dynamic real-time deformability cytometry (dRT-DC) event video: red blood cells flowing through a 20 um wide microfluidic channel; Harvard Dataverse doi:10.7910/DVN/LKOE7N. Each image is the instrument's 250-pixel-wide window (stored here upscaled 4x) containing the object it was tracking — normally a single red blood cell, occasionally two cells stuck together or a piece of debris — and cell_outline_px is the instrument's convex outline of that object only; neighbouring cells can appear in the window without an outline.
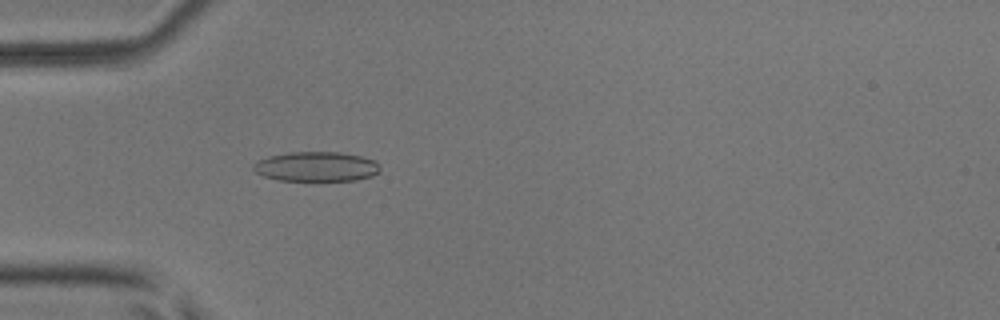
{"species": "common noctule bat (a hibernating species)", "species_latin": "Nyctalus noctula", "temperature_condition": "room temperature", "stored_images_in_passage": 32, "camera_frame_rate_fps": 3000, "um_per_image_px": 0.085, "animal": {"sex": "male", "body_mass_g": 17.9, "forearm_length_mm": 54.2}, "frame": {"image": 1, "passage_image": 5, "time_ms": 1.333, "image_size_px": [1000, 320], "cell_outline_px": [[380, 172], [372, 176], [356, 180], [280, 180], [264, 176], [256, 172], [252, 168], [252, 164], [268, 156], [288, 152], [340, 152], [360, 156], [376, 160], [380, 168]], "centroid_in_image_um": [26.9, 14.15], "position_along_channel_um": 58.1, "area_um2": 21.91}}
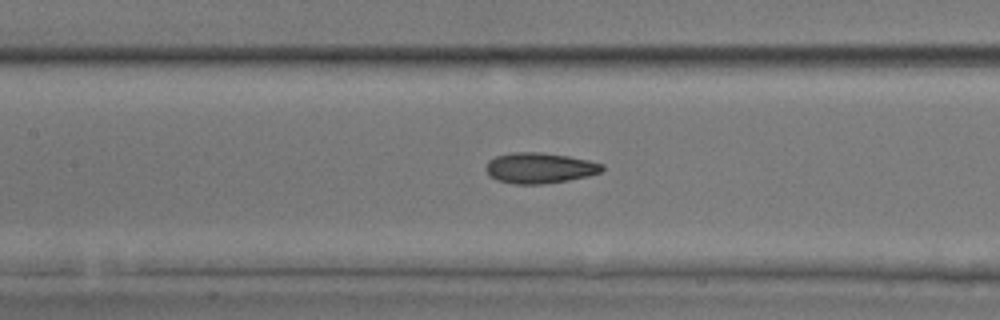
{"frame": {"image": 2, "passage_image": 13, "time_ms": 4.0, "image_size_px": [1000, 320], "cell_outline_px": [[604, 168], [600, 172], [588, 176], [568, 180], [544, 184], [516, 184], [496, 180], [484, 168], [488, 160], [496, 156], [512, 152], [540, 152], [568, 156], [588, 160], [604, 164]], "centroid_in_image_um": [45.86, 14.27], "position_along_channel_um": 161.5, "area_um2": 20.75}}
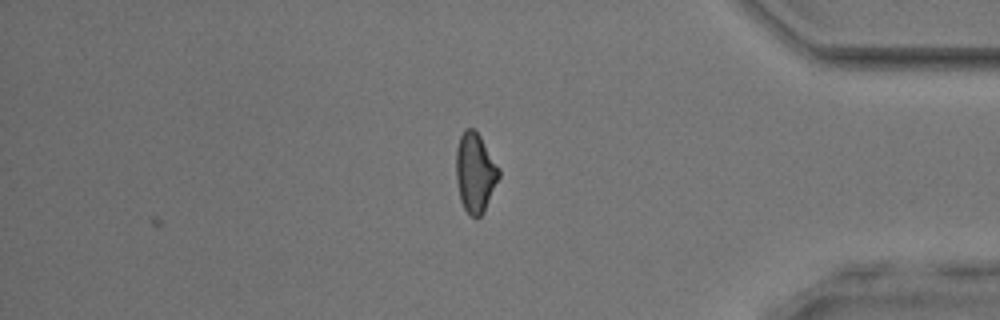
{"frame": {"image": 3, "passage_image": 32, "time_ms": 10.333, "image_size_px": [1000, 320], "cell_outline_px": [[500, 176], [484, 212], [476, 220], [468, 216], [460, 200], [456, 180], [456, 148], [460, 136], [464, 128], [472, 128], [480, 136], [500, 168]], "centroid_in_image_um": [40.38, 14.71], "position_along_channel_um": 394.8, "area_um2": 20.11}, "authors_computed_cell_mechanics": {"area_um2": 20.3745, "velocity_mm_per_s": 4.094, "shape_relaxation_time_tau1_ms": 5.1316, "shape_relaxation_time_tau2_ms": 3.1742, "deformation_change_tau1": 0.1308, "deformation_change_tau2": 0.1051}}